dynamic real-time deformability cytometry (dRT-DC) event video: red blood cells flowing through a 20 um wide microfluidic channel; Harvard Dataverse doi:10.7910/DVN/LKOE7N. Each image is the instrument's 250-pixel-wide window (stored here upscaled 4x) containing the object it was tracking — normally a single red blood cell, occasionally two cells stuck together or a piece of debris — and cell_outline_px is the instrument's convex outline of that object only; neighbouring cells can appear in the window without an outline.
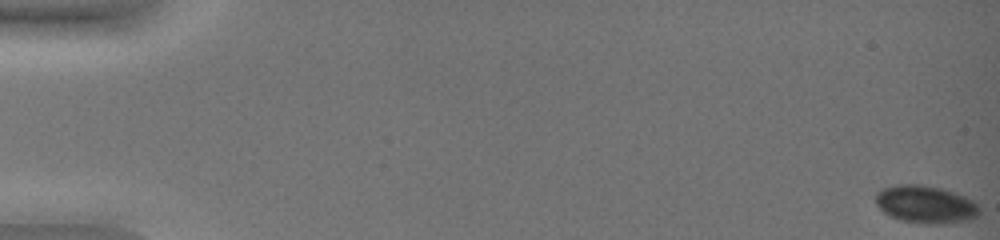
{"species": "common noctule bat (a hibernating species)", "species_latin": "Nyctalus noctula", "temperature_condition": "warm", "stored_images_in_passage": 17, "camera_frame_rate_fps": 3000, "um_per_image_px": 0.085, "animal": {"sex": "female", "body_mass_g": 19.0, "forearm_length_mm": 51.5}, "frame": {"image": 1, "passage_image": 1, "time_ms": 0.0, "image_size_px": [1000, 240], "cell_outline_px": [[980, 212], [972, 220], [944, 224], [928, 224], [900, 220], [884, 212], [876, 204], [876, 192], [880, 188], [900, 184], [920, 184], [940, 188], [956, 192], [972, 200], [980, 208]], "centroid_in_image_um": [78.69, 17.37], "position_along_channel_um": 6.3, "area_um2": 22.95}}